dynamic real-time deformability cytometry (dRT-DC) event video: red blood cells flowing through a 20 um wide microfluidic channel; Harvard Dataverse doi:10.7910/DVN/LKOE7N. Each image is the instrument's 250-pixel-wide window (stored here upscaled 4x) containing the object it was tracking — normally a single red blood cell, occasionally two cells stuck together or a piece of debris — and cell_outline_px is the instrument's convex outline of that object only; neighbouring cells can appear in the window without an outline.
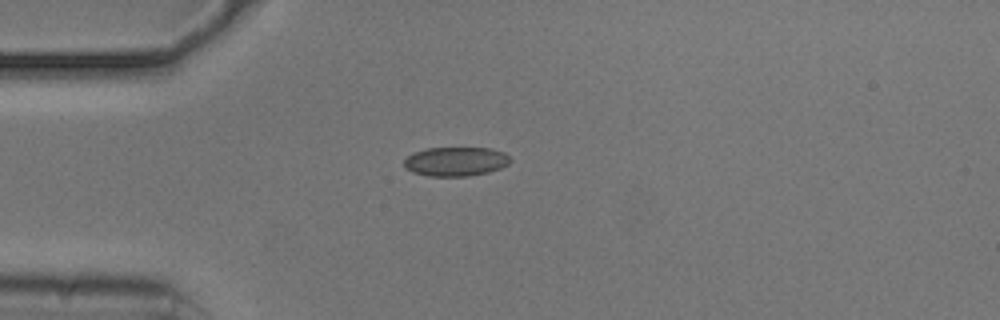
{"species": "common noctule bat (a hibernating species)", "species_latin": "Nyctalus noctula", "temperature_condition": "cold", "stored_images_in_passage": 27, "camera_frame_rate_fps": 3000, "um_per_image_px": 0.085, "animal": {"sex": "male", "body_mass_g": 20.5, "forearm_length_mm": 52.5}, "frame": {"image": 1, "passage_image": 1, "time_ms": 0.0, "image_size_px": [1000, 320], "cell_outline_px": [[512, 160], [508, 164], [500, 168], [488, 172], [468, 176], [428, 176], [412, 172], [404, 168], [404, 160], [412, 152], [428, 148], [492, 148], [504, 152]], "centroid_in_image_um": [38.72, 13.72], "position_along_channel_um": 46.3, "area_um2": 18.15}}
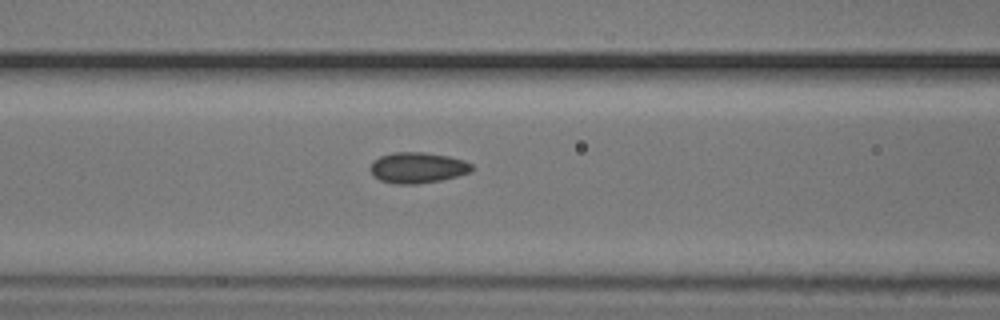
{"frame": {"image": 2, "passage_image": 9, "time_ms": 2.667, "image_size_px": [1000, 320], "cell_outline_px": [[476, 168], [472, 172], [440, 180], [416, 184], [396, 184], [380, 180], [372, 176], [368, 168], [372, 160], [380, 156], [392, 152], [424, 152], [448, 156], [464, 160], [472, 164]], "centroid_in_image_um": [35.47, 14.25], "position_along_channel_um": 131.1, "area_um2": 18.55}}
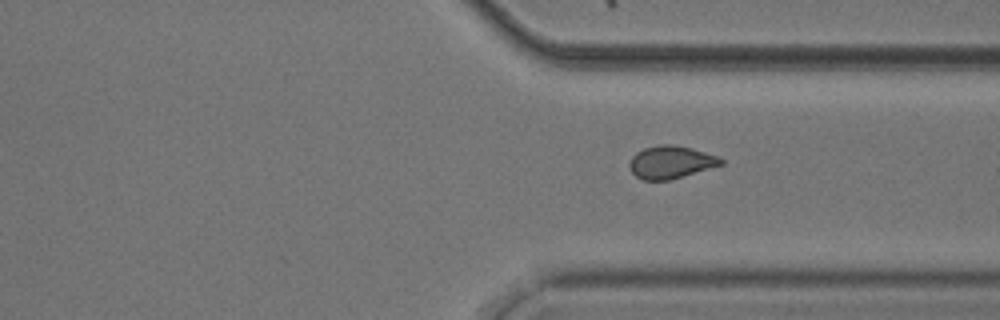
{"frame": {"image": 3, "passage_image": 27, "time_ms": 8.667, "image_size_px": [1000, 320], "cell_outline_px": [[724, 164], [668, 180], [644, 180], [636, 176], [632, 172], [628, 164], [632, 156], [636, 152], [644, 148], [660, 144], [672, 144], [692, 148], [720, 156], [724, 160]], "centroid_in_image_um": [57.03, 13.77], "position_along_channel_um": 354.4, "area_um2": 17.46}}